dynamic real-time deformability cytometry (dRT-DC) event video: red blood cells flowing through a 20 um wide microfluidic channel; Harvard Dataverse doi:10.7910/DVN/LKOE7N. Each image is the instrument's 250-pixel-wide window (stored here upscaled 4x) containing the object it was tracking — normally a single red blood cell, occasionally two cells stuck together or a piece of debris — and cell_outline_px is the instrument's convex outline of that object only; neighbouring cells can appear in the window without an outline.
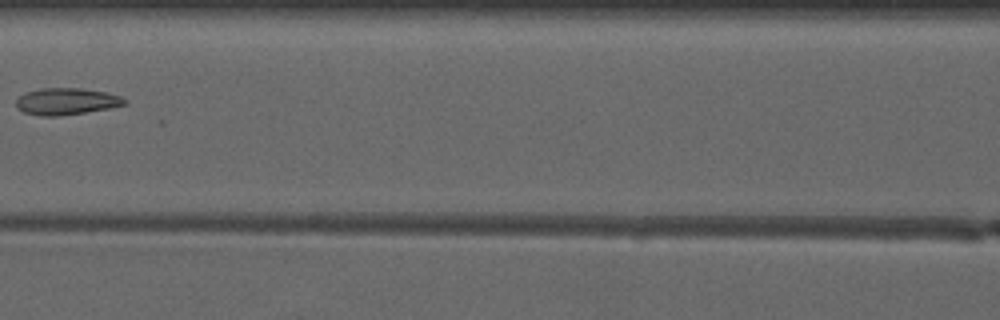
{"species": "common noctule bat (a hibernating species)", "species_latin": "Nyctalus noctula", "temperature_condition": "warm", "stored_images_in_passage": 7, "camera_frame_rate_fps": 3000, "um_per_image_px": 0.085, "animal": {"sex": "male", "forearm_length_mm": 52.5}, "frame": {"image": 1, "passage_image": 7, "time_ms": 8.333, "image_size_px": [1000, 320], "cell_outline_px": [[128, 104], [108, 108], [60, 116], [40, 116], [24, 112], [16, 108], [16, 100], [24, 92], [40, 88], [80, 88], [104, 92], [120, 96], [128, 100]], "centroid_in_image_um": [5.62, 8.62], "position_along_channel_um": 161.0, "area_um2": 16.94}}